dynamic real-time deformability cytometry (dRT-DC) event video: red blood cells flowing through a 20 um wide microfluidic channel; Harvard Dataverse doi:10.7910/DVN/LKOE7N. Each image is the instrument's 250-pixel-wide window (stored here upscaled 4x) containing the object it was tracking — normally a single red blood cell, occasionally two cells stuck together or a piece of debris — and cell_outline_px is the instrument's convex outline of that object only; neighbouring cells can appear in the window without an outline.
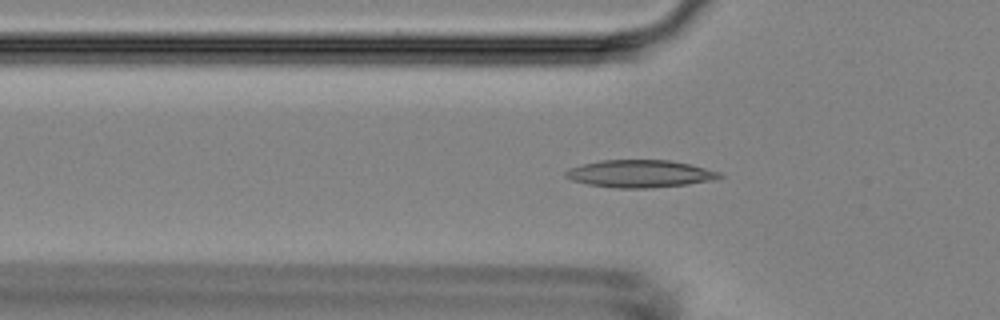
{"species": "Egyptian fruit bat (a non-hibernating species)", "species_latin": "Rousettus aegyptiacus", "temperature_condition": "room temperature", "stored_images_in_passage": 40, "camera_frame_rate_fps": 3000, "um_per_image_px": 0.085, "animal": {"sex": "female"}, "frame": {"image": 1, "passage_image": 3, "time_ms": 0.667, "image_size_px": [1000, 320], "cell_outline_px": [[724, 176], [716, 180], [688, 184], [648, 188], [616, 188], [588, 184], [572, 180], [564, 176], [564, 172], [568, 168], [600, 160], [668, 160], [688, 164], [720, 172]], "centroid_in_image_um": [54.39, 14.77], "position_along_channel_um": 71.4, "area_um2": 24.57}}
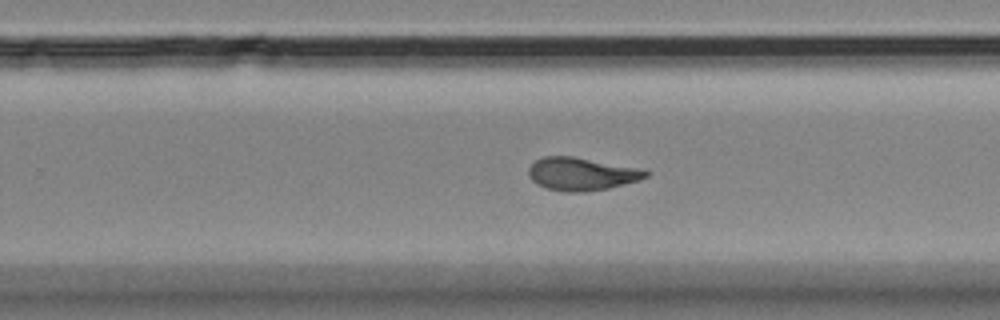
{"frame": {"image": 2, "passage_image": 20, "time_ms": 6.333, "image_size_px": [1000, 320], "cell_outline_px": [[652, 172], [648, 176], [640, 180], [608, 188], [584, 192], [568, 192], [544, 188], [536, 184], [528, 176], [528, 168], [536, 160], [544, 156], [572, 156], [648, 168]], "centroid_in_image_um": [49.51, 14.77], "position_along_channel_um": 280.3, "area_um2": 23.06}}
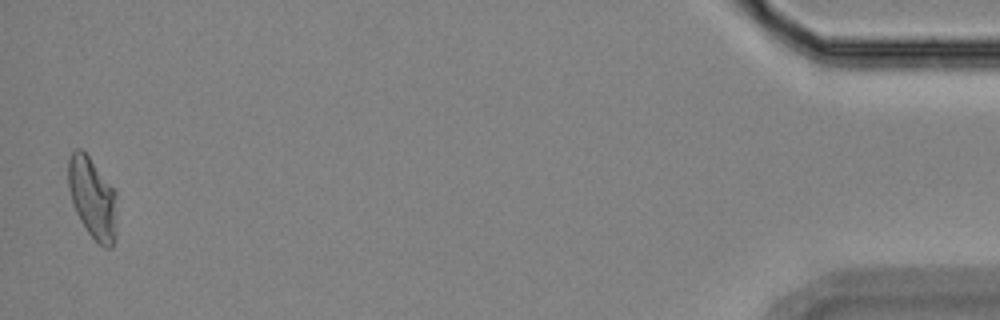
{"frame": {"image": 3, "passage_image": 39, "time_ms": 12.667, "image_size_px": [1000, 320], "cell_outline_px": [[116, 240], [112, 248], [104, 248], [88, 232], [80, 220], [72, 204], [68, 188], [68, 156], [76, 148], [80, 148], [88, 156], [116, 192]], "centroid_in_image_um": [7.86, 16.86], "position_along_channel_um": 427.3, "area_um2": 23.06}, "authors_computed_cell_mechanics": {"area_um2": 22.2241, "velocity_mm_per_s": 3.6792, "shape_relaxation_time_tau1_ms": 5.3105, "shape_relaxation_time_tau2_ms": 1.6985, "deformation_change_tau1": 0.1946, "deformation_change_tau2": 0.0952}}